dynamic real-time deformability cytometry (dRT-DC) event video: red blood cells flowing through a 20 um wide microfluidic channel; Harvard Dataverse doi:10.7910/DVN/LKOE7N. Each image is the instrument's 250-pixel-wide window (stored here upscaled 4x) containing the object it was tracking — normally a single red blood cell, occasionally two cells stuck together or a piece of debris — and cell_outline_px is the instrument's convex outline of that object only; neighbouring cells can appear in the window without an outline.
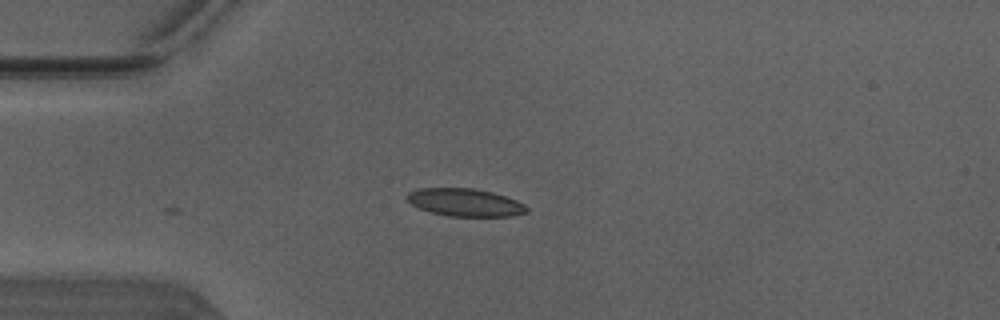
{"species": "Egyptian fruit bat (a non-hibernating species)", "species_latin": "Rousettus aegyptiacus", "temperature_condition": "warm", "stored_images_in_passage": 4, "camera_frame_rate_fps": 3000, "um_per_image_px": 0.085, "animal": {"sex": "male"}, "frame": {"image": 1, "passage_image": 1, "time_ms": 0.0, "image_size_px": [1000, 320], "cell_outline_px": [[528, 212], [512, 216], [448, 216], [432, 212], [420, 208], [412, 204], [404, 196], [408, 192], [420, 188], [472, 188], [492, 192], [516, 200], [524, 204], [528, 208]], "centroid_in_image_um": [39.53, 17.2], "position_along_channel_um": 45.5, "area_um2": 19.25}}